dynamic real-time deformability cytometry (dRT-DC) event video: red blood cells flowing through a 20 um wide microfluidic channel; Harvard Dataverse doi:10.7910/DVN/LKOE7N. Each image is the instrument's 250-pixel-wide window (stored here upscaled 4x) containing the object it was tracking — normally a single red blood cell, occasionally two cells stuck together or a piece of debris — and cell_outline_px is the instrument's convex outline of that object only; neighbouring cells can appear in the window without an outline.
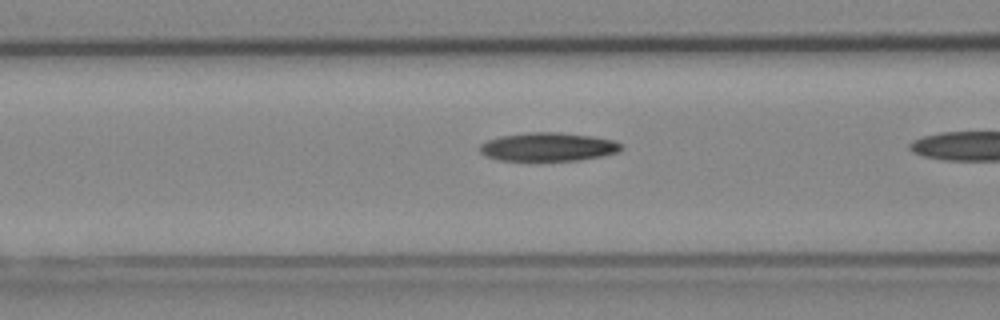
{"species": "Egyptian fruit bat (a non-hibernating species)", "species_latin": "Rousettus aegyptiacus", "temperature_condition": "cold", "stored_images_in_passage": 19, "camera_frame_rate_fps": 3000, "um_per_image_px": 0.085, "animal": {"sex": "female"}, "frame": {"image": 1, "passage_image": 18, "time_ms": 5.667, "image_size_px": [1000, 320], "cell_outline_px": [[624, 148], [620, 152], [580, 160], [528, 164], [496, 160], [484, 156], [480, 152], [480, 144], [488, 140], [500, 136], [528, 132], [560, 132], [592, 136], [612, 140], [620, 144]], "centroid_in_image_um": [46.52, 12.54], "position_along_channel_um": 120.1, "area_um2": 24.74}}